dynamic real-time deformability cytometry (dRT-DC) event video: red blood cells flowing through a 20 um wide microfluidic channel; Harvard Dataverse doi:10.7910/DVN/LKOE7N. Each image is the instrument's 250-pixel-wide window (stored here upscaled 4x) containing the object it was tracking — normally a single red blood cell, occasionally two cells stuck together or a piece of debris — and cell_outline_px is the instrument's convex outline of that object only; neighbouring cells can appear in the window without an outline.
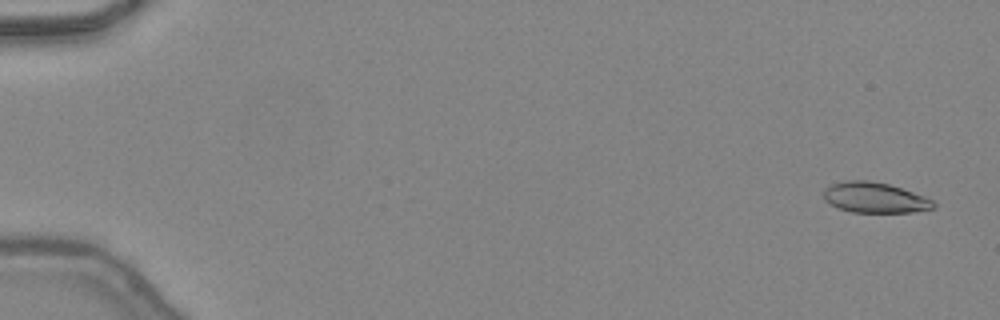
{"species": "common noctule bat (a hibernating species)", "species_latin": "Nyctalus noctula", "temperature_condition": "warm", "stored_images_in_passage": 47, "camera_frame_rate_fps": 3000, "um_per_image_px": 0.085, "animal": {"sex": "female", "body_mass_g": 24.6, "forearm_length_mm": 56.2}, "frame": {"image": 1, "passage_image": 2, "time_ms": 0.333, "image_size_px": [1000, 320], "cell_outline_px": [[936, 208], [912, 212], [852, 212], [828, 204], [824, 200], [824, 188], [832, 184], [844, 180], [868, 180], [888, 184], [924, 196], [932, 200], [936, 204]], "centroid_in_image_um": [74.34, 16.8], "position_along_channel_um": 10.7, "area_um2": 19.48}}
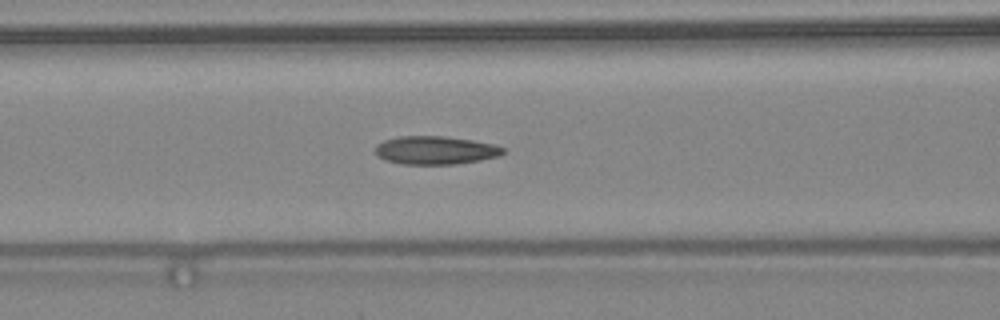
{"frame": {"image": 2, "passage_image": 21, "time_ms": 6.667, "image_size_px": [1000, 320], "cell_outline_px": [[504, 152], [500, 156], [480, 160], [456, 164], [400, 164], [384, 160], [376, 156], [376, 144], [384, 140], [400, 136], [444, 136], [472, 140], [496, 144], [504, 148]], "centroid_in_image_um": [37.0, 12.77], "position_along_channel_um": 129.6, "area_um2": 21.21}}
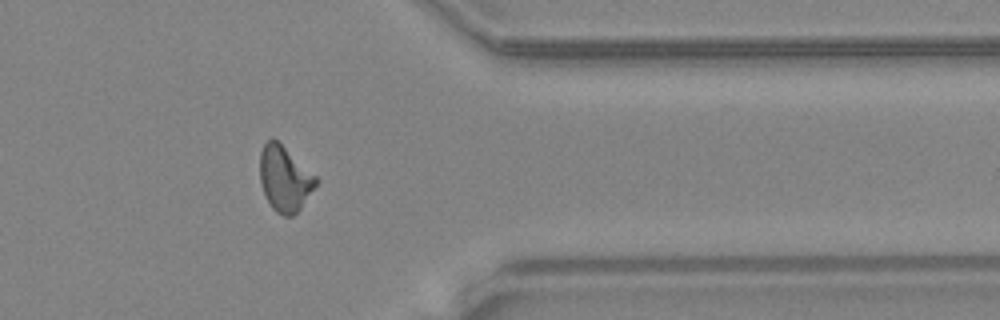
{"frame": {"image": 3, "passage_image": 39, "time_ms": 12.667, "image_size_px": [1000, 320], "cell_outline_px": [[320, 180], [300, 208], [292, 216], [284, 216], [276, 212], [272, 208], [264, 192], [260, 180], [260, 152], [264, 144], [272, 136], [316, 176]], "centroid_in_image_um": [24.19, 15.18], "position_along_channel_um": 387.2, "area_um2": 21.04}, "authors_computed_cell_mechanics": {"area_um2": 20.6924, "velocity_mm_per_s": 4.4736, "shape_relaxation_time_tau1_ms": null, "shape_relaxation_time_tau2_ms": 2.1148, "deformation_change_tau1": null, "deformation_change_tau2": 0.0939}}